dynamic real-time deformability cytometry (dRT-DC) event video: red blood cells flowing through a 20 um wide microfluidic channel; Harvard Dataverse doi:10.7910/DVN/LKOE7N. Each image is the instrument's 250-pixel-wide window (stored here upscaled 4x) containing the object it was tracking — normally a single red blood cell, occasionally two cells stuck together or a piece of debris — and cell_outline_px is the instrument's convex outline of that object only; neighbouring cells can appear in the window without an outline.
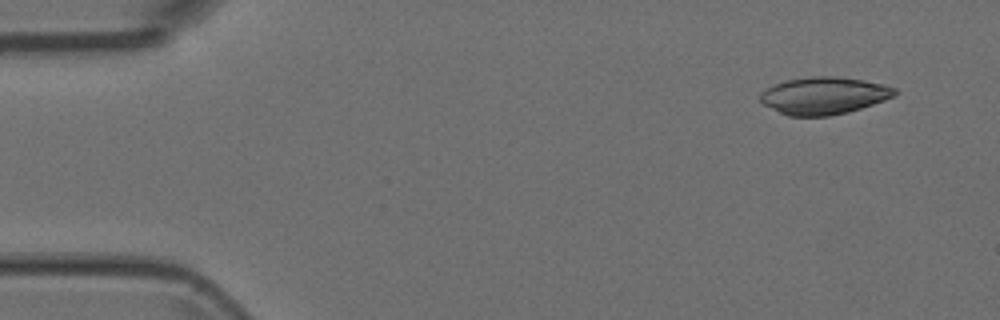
{"species": "Egyptian fruit bat (a non-hibernating species)", "species_latin": "Rousettus aegyptiacus", "temperature_condition": "room temperature", "stored_images_in_passage": 4, "camera_frame_rate_fps": 3000, "um_per_image_px": 0.085, "animal": {"sex": "female"}, "frame": {"image": 1, "passage_image": 1, "time_ms": 0.0, "image_size_px": [1000, 320], "cell_outline_px": [[896, 92], [892, 96], [884, 100], [848, 112], [828, 116], [788, 116], [764, 104], [760, 100], [760, 92], [784, 80], [812, 76], [836, 76], [864, 80], [884, 84], [896, 88]], "centroid_in_image_um": [70.02, 8.12], "position_along_channel_um": 15.0, "area_um2": 29.02}}
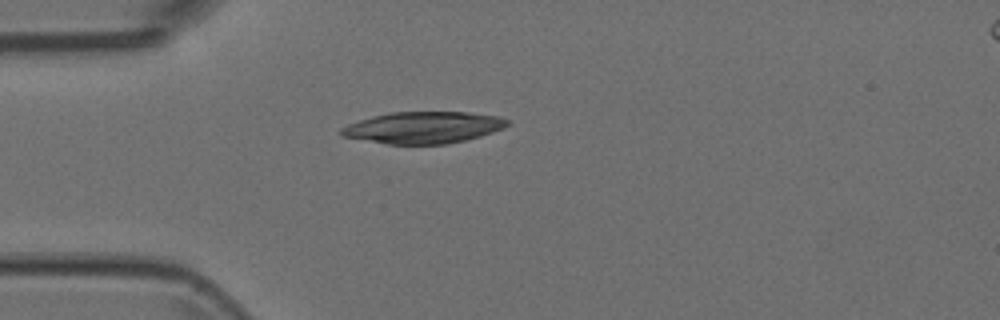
{"frame": {"image": 2, "passage_image": 4, "time_ms": 1.0, "image_size_px": [1000, 320], "cell_outline_px": [[508, 124], [504, 128], [480, 136], [448, 144], [388, 144], [340, 136], [340, 128], [348, 124], [372, 116], [392, 112], [468, 112], [500, 116], [508, 120]], "centroid_in_image_um": [35.98, 10.84], "position_along_channel_um": 49.0, "area_um2": 30.63}}